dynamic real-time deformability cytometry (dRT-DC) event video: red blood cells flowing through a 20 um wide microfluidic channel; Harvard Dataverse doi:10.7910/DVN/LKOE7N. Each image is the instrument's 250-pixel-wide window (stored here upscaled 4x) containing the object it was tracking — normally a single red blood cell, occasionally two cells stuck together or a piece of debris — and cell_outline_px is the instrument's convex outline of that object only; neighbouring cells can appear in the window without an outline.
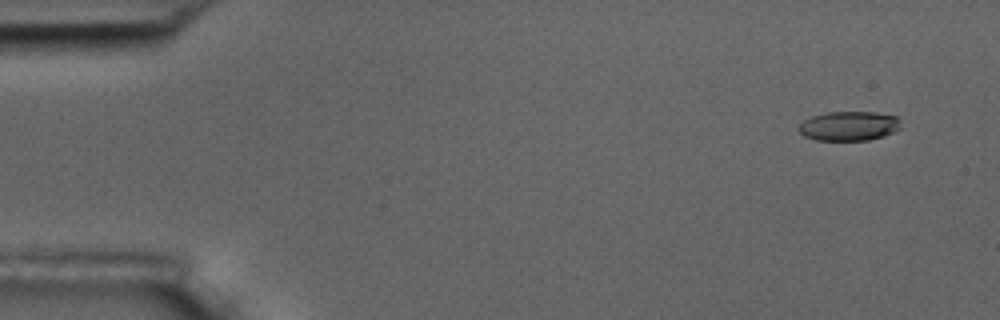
{"species": "common noctule bat (a hibernating species)", "species_latin": "Nyctalus noctula", "temperature_condition": "room temperature", "stored_images_in_passage": 5, "camera_frame_rate_fps": 3000, "um_per_image_px": 0.085, "animal": {"sex": "male", "body_mass_g": 17.5, "forearm_length_mm": 52.3}, "frame": {"image": 1, "passage_image": 2, "time_ms": 1.0, "image_size_px": [1000, 320], "cell_outline_px": [[900, 128], [884, 136], [868, 140], [816, 140], [804, 136], [796, 128], [804, 120], [812, 116], [828, 112], [876, 112], [896, 116], [900, 120]], "centroid_in_image_um": [72.15, 10.71], "position_along_channel_um": 12.8, "area_um2": 17.51}}
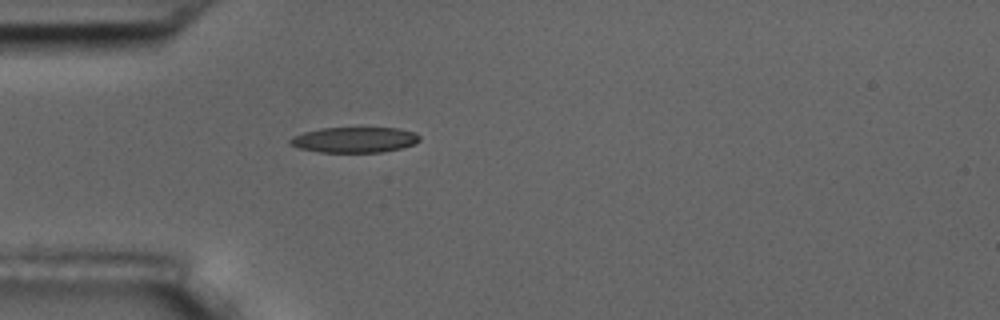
{"frame": {"image": 2, "passage_image": 5, "time_ms": 5.333, "image_size_px": [1000, 320], "cell_outline_px": [[420, 140], [412, 144], [400, 148], [380, 152], [320, 152], [300, 148], [288, 144], [288, 140], [292, 136], [304, 132], [320, 128], [400, 128], [416, 132], [420, 136]], "centroid_in_image_um": [30.11, 11.87], "position_along_channel_um": 54.9, "area_um2": 19.25}}